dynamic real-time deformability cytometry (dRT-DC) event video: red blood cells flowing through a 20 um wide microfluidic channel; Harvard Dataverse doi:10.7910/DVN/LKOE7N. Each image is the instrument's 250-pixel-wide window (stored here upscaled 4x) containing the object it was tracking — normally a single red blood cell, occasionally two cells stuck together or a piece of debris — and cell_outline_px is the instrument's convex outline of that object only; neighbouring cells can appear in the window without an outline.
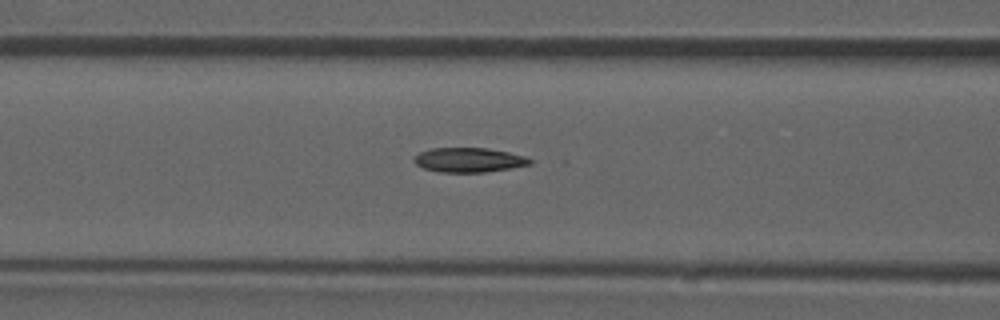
{"species": "common noctule bat (a hibernating species)", "species_latin": "Nyctalus noctula", "temperature_condition": "room temperature", "stored_images_in_passage": 51, "camera_frame_rate_fps": 3000, "um_per_image_px": 0.085, "animal": {"sex": "male", "forearm_length_mm": 52.5}, "frame": {"image": 1, "passage_image": 22, "time_ms": 7.0, "image_size_px": [1000, 320], "cell_outline_px": [[532, 164], [512, 168], [484, 172], [440, 172], [424, 168], [416, 164], [412, 160], [420, 152], [432, 148], [488, 148], [508, 152], [524, 156], [532, 160]], "centroid_in_image_um": [39.86, 13.6], "position_along_channel_um": 126.7, "area_um2": 16.47}}